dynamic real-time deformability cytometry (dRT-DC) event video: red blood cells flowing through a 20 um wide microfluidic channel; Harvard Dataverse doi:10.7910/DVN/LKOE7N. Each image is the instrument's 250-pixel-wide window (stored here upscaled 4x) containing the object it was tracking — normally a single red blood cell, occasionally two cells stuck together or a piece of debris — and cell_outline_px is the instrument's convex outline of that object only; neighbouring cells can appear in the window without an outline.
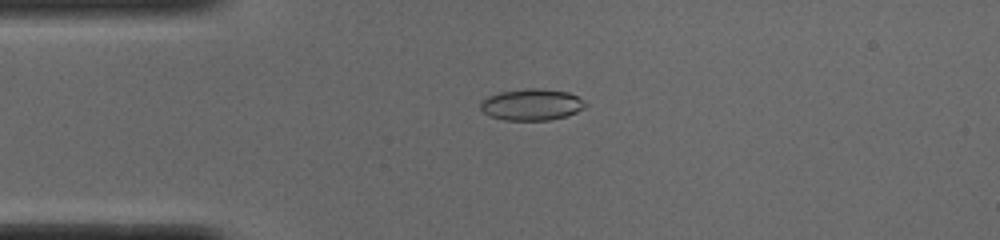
{"species": "common noctule bat (a hibernating species)", "species_latin": "Nyctalus noctula", "temperature_condition": "cold", "stored_images_in_passage": 51, "camera_frame_rate_fps": 3000, "um_per_image_px": 0.085, "animal": {"sex": "male", "body_mass_g": 19.0, "forearm_length_mm": 50.8}, "frame": {"image": 1, "passage_image": 12, "time_ms": 3.667, "image_size_px": [1000, 240], "cell_outline_px": [[588, 104], [584, 108], [568, 116], [548, 120], [504, 120], [492, 116], [484, 112], [480, 108], [480, 104], [488, 96], [500, 92], [524, 88], [540, 88], [568, 92], [584, 100]], "centroid_in_image_um": [45.23, 8.88], "position_along_channel_um": 39.8, "area_um2": 19.25}}
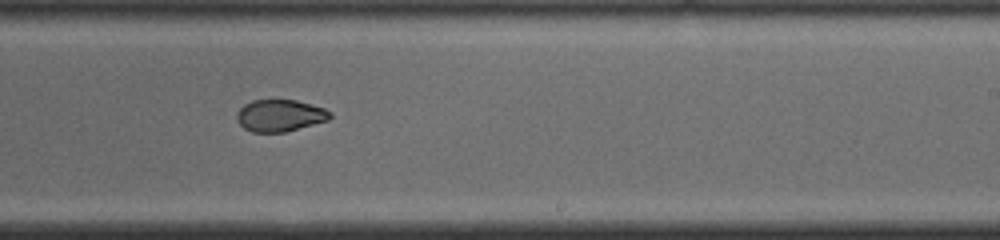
{"frame": {"image": 2, "passage_image": 31, "time_ms": 10.0, "image_size_px": [1000, 240], "cell_outline_px": [[332, 116], [328, 120], [284, 132], [252, 132], [244, 128], [236, 120], [236, 112], [244, 104], [252, 100], [296, 100], [324, 108], [332, 112]], "centroid_in_image_um": [23.77, 9.81], "position_along_channel_um": 265.2, "area_um2": 17.34}}
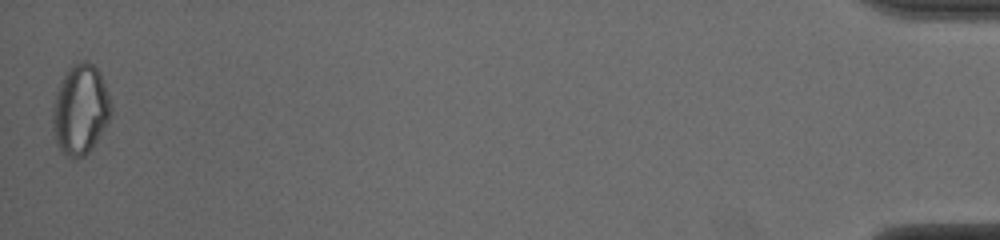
{"frame": {"image": 3, "passage_image": 51, "time_ms": 16.667, "image_size_px": [1000, 240], "cell_outline_px": [[112, 116], [92, 148], [84, 156], [72, 160], [60, 152], [56, 144], [52, 128], [52, 104], [60, 80], [68, 68], [84, 60], [88, 60], [100, 72], [108, 92], [112, 108]], "centroid_in_image_um": [6.81, 9.34], "position_along_channel_um": 428.4, "area_um2": 31.21}, "authors_computed_cell_mechanics": {"area_um2": 19.0162, "velocity_mm_per_s": 3.9003, "shape_relaxation_time_tau1_ms": null, "shape_relaxation_time_tau2_ms": 1.9539, "deformation_change_tau1": null, "deformation_change_tau2": 0.0598}}